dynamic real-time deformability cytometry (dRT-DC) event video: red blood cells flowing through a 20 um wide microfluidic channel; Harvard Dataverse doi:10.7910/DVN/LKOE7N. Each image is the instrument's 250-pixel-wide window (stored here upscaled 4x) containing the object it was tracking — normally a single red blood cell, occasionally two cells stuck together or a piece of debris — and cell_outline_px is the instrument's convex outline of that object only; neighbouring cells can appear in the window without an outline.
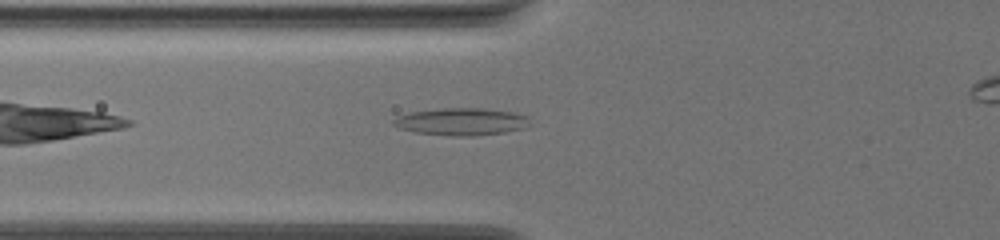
{"species": "common noctule bat (a hibernating species)", "species_latin": "Nyctalus noctula", "temperature_condition": "warm", "stored_images_in_passage": 36, "camera_frame_rate_fps": 3000, "um_per_image_px": 0.085, "animal": {"sex": "female", "body_mass_g": 19.5, "forearm_length_mm": 54.1}, "frame": {"image": 1, "passage_image": 4, "time_ms": 1.0, "image_size_px": [1000, 240], "cell_outline_px": [[532, 124], [524, 128], [504, 132], [472, 136], [452, 136], [416, 132], [400, 128], [392, 124], [392, 120], [400, 116], [412, 112], [448, 108], [476, 108], [512, 112], [528, 116]], "centroid_in_image_um": [39.26, 10.35], "position_along_channel_um": 86.5, "area_um2": 21.44}}
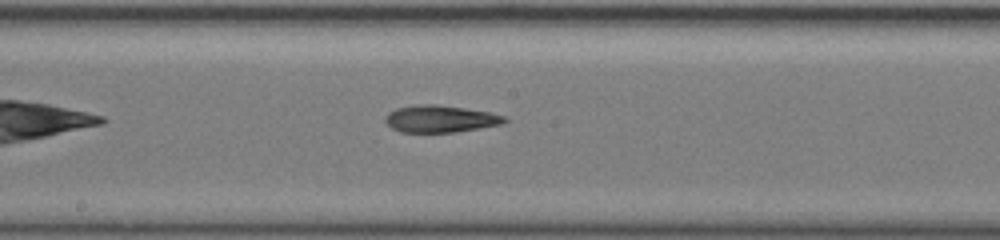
{"frame": {"image": 2, "passage_image": 14, "time_ms": 4.333, "image_size_px": [1000, 240], "cell_outline_px": [[508, 120], [500, 124], [452, 132], [400, 132], [392, 128], [384, 120], [388, 112], [396, 108], [424, 104], [436, 104], [488, 112], [504, 116]], "centroid_in_image_um": [37.37, 10.1], "position_along_channel_um": 210.8, "area_um2": 18.38}}
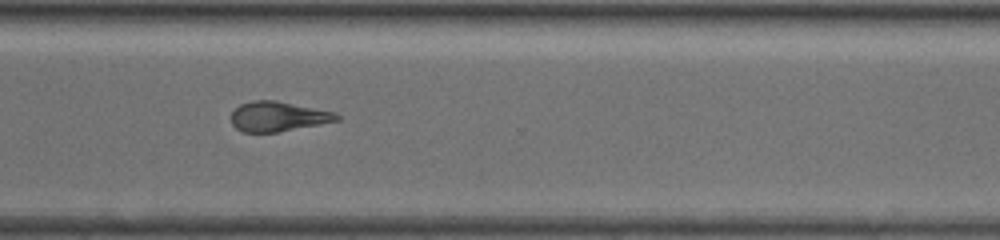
{"frame": {"image": 3, "passage_image": 25, "time_ms": 8.0, "image_size_px": [1000, 240], "cell_outline_px": [[340, 120], [320, 124], [276, 132], [244, 132], [236, 128], [232, 124], [232, 112], [240, 104], [252, 100], [276, 100], [336, 112], [340, 116]], "centroid_in_image_um": [23.65, 9.89], "position_along_channel_um": 347.0, "area_um2": 18.32}}